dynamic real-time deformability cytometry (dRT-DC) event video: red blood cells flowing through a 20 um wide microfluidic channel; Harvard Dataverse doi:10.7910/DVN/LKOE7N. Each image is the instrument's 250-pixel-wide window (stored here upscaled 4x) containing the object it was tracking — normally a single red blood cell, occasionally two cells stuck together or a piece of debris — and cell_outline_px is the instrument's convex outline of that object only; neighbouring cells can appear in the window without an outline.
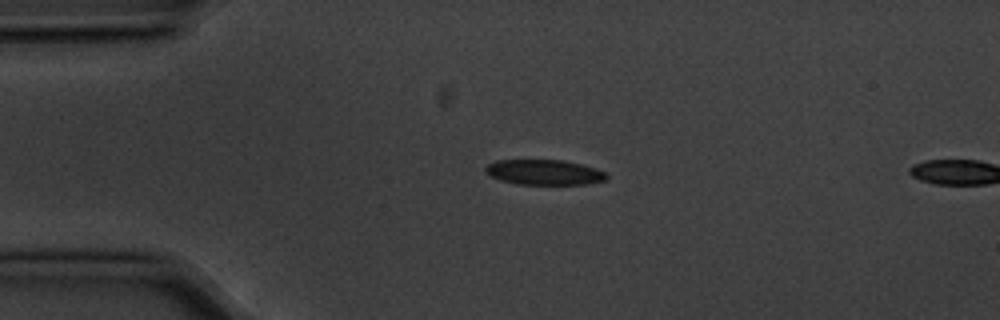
{"species": "common noctule bat (a hibernating species)", "species_latin": "Nyctalus noctula", "temperature_condition": "cold", "stored_images_in_passage": 4, "camera_frame_rate_fps": 3000, "um_per_image_px": 0.085, "animal": {"sex": "male", "body_mass_g": 20.1, "forearm_length_mm": 53.5}, "frame": {"image": 1, "passage_image": 3, "time_ms": 0.667, "image_size_px": [1000, 320], "cell_outline_px": [[608, 180], [584, 184], [516, 184], [500, 180], [492, 176], [484, 168], [488, 164], [496, 160], [564, 160], [596, 168], [604, 172], [608, 176]], "centroid_in_image_um": [46.28, 14.64], "position_along_channel_um": 38.7, "area_um2": 17.69}}